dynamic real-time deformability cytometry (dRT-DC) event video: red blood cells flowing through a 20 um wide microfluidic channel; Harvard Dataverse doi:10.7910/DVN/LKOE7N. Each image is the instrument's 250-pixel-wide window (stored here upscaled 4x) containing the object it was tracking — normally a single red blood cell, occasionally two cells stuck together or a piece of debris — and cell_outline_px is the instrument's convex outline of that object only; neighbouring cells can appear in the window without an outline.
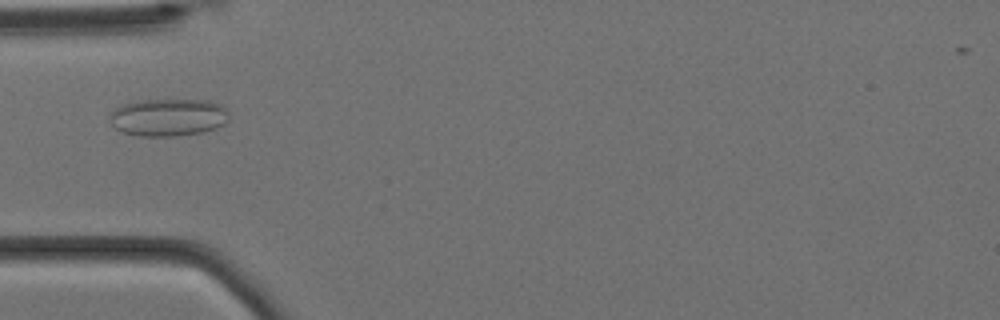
{"species": "Egyptian fruit bat (a non-hibernating species)", "species_latin": "Rousettus aegyptiacus", "temperature_condition": "cold", "stored_images_in_passage": 11, "camera_frame_rate_fps": 3000, "um_per_image_px": 0.085, "animal": {"sex": "female"}, "frame": {"image": 1, "passage_image": 5, "time_ms": 1.333, "image_size_px": [1000, 320], "cell_outline_px": [[228, 120], [224, 124], [216, 128], [204, 132], [176, 136], [140, 136], [124, 132], [116, 128], [112, 124], [112, 112], [116, 108], [124, 104], [140, 100], [208, 100], [220, 104], [228, 108]], "centroid_in_image_um": [14.37, 9.97], "position_along_channel_um": 70.6, "area_um2": 26.01}}
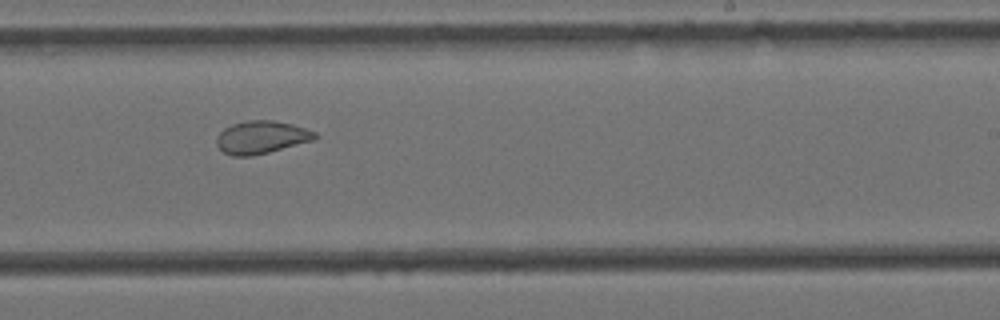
{"frame": {"image": 2, "passage_image": 10, "time_ms": 3.0, "image_size_px": [1000, 320], "cell_outline_px": [[316, 140], [252, 156], [232, 156], [224, 152], [216, 144], [216, 140], [220, 132], [224, 128], [232, 124], [248, 120], [272, 120], [292, 124], [316, 132]], "centroid_in_image_um": [22.22, 11.67], "position_along_channel_um": 266.8, "area_um2": 18.73}}
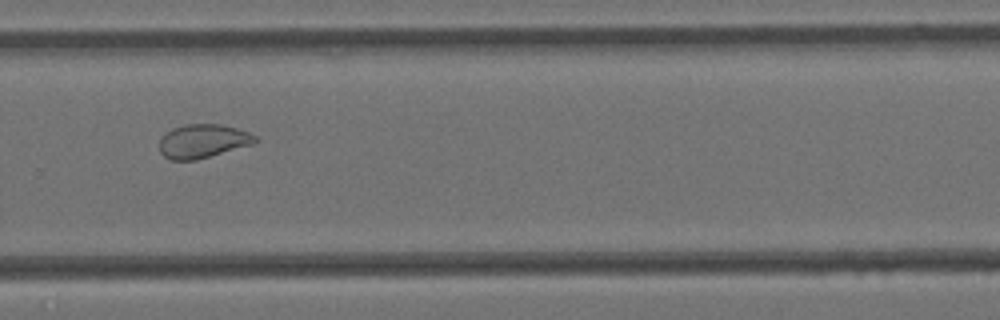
{"frame": {"image": 3, "passage_image": 11, "time_ms": 3.333, "image_size_px": [1000, 320], "cell_outline_px": [[260, 140], [252, 144], [196, 160], [172, 160], [164, 156], [160, 152], [160, 136], [164, 132], [172, 128], [184, 124], [220, 124], [236, 128], [248, 132], [256, 136]], "centroid_in_image_um": [17.21, 11.98], "position_along_channel_um": 312.6, "area_um2": 18.9}}